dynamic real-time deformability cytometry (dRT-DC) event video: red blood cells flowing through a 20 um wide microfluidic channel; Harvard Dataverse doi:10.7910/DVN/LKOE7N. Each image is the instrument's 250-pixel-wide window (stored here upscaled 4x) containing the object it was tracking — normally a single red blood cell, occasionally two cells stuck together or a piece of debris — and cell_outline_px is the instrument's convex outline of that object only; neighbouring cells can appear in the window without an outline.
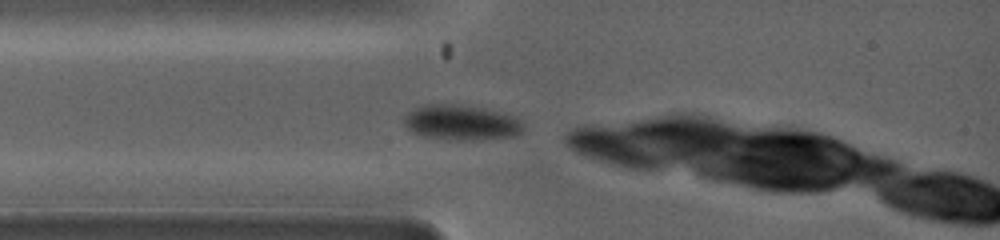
{"species": "common noctule bat (a hibernating species)", "species_latin": "Nyctalus noctula", "temperature_condition": "warm", "stored_images_in_passage": 39, "camera_frame_rate_fps": 5000, "um_per_image_px": 0.085, "animal": {"sex": "female", "body_mass_g": 19.0, "forearm_length_mm": 53.3}, "frame": {"image": 1, "passage_image": 1, "time_ms": 0.0, "image_size_px": [1000, 240], "cell_outline_px": [[524, 128], [520, 132], [512, 136], [460, 140], [428, 136], [412, 132], [404, 124], [404, 116], [408, 112], [424, 104], [460, 104], [488, 108], [520, 116], [524, 124]], "centroid_in_image_um": [39.28, 10.37], "position_along_channel_um": 45.7, "area_um2": 24.51}}
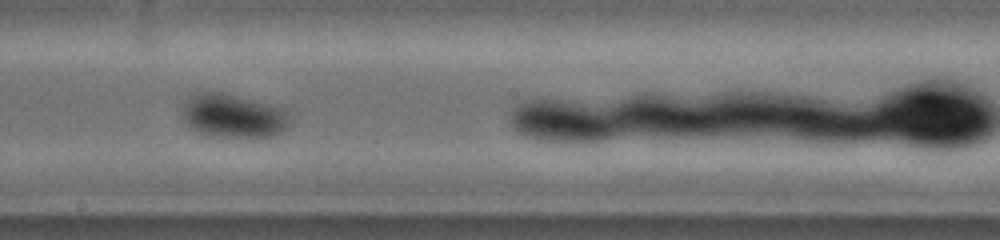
{"frame": {"image": 2, "passage_image": 19, "time_ms": 3.6, "image_size_px": [1000, 240], "cell_outline_px": [[288, 124], [280, 132], [272, 136], [204, 136], [192, 128], [184, 116], [184, 112], [188, 104], [192, 100], [200, 96], [228, 96], [272, 108], [288, 120]], "centroid_in_image_um": [19.78, 9.99], "position_along_channel_um": 228.4, "area_um2": 23.7}}
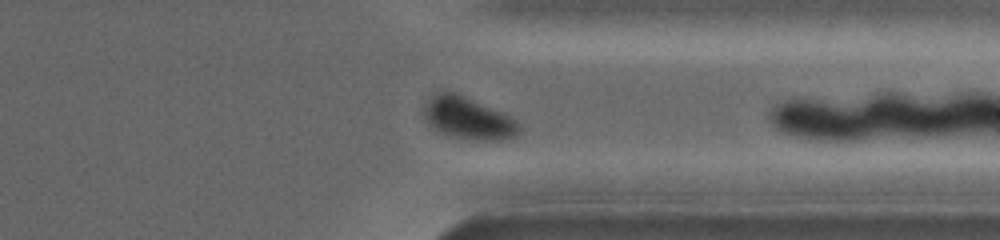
{"frame": {"image": 3, "passage_image": 33, "time_ms": 6.4, "image_size_px": [1000, 240], "cell_outline_px": [[520, 132], [516, 136], [504, 140], [492, 140], [460, 136], [440, 132], [428, 120], [428, 108], [432, 100], [436, 96], [444, 92], [452, 92], [496, 112], [512, 120], [520, 128]], "centroid_in_image_um": [39.87, 10.1], "position_along_channel_um": 371.5, "area_um2": 20.58}}